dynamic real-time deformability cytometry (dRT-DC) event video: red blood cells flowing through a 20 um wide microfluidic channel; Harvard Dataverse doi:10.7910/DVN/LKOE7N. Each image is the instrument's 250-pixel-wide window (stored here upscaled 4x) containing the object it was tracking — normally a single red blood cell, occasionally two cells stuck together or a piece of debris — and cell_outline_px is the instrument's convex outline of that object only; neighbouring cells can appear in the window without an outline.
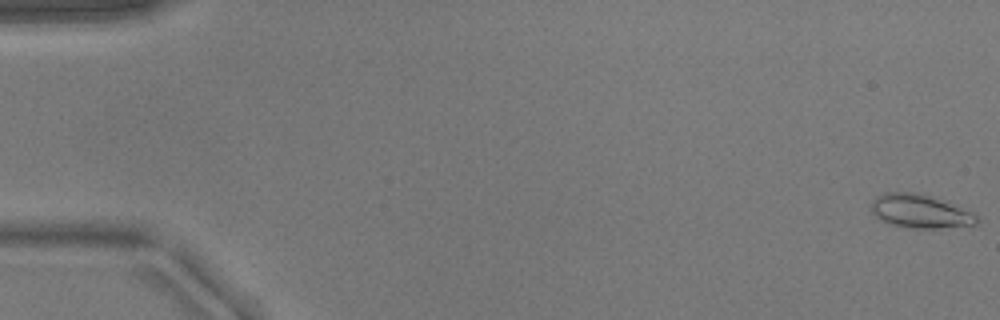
{"species": "common noctule bat (a hibernating species)", "species_latin": "Nyctalus noctula", "temperature_condition": "warm", "stored_images_in_passage": 5, "camera_frame_rate_fps": 3000, "um_per_image_px": 0.085, "animal": {"sex": "male", "body_mass_g": 17.9}, "frame": {"image": 1, "passage_image": 1, "time_ms": 0.0, "image_size_px": [1000, 320], "cell_outline_px": [[980, 220], [976, 224], [936, 228], [908, 228], [892, 224], [880, 220], [872, 212], [872, 200], [876, 196], [884, 192], [912, 192], [928, 196], [972, 212]], "centroid_in_image_um": [78.15, 17.96], "position_along_channel_um": 6.8, "area_um2": 20.17}}